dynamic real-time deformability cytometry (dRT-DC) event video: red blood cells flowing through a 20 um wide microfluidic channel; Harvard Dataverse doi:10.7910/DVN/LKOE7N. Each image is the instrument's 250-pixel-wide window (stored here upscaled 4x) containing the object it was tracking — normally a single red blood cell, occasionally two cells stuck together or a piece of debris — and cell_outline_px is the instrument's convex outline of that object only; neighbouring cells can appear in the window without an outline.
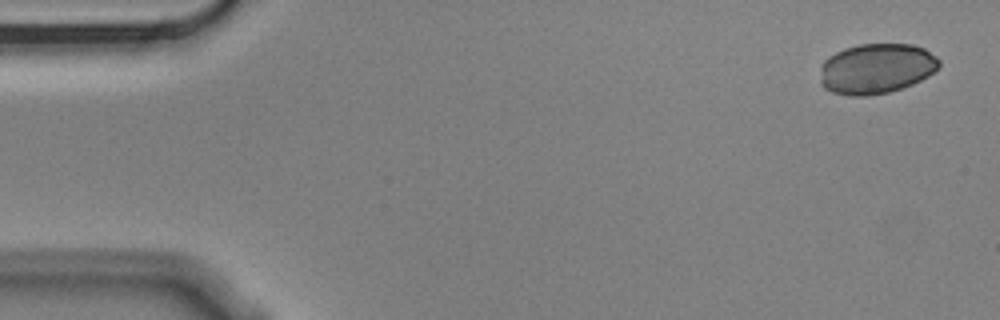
{"species": "Egyptian fruit bat (a non-hibernating species)", "species_latin": "Rousettus aegyptiacus", "temperature_condition": "cold", "stored_images_in_passage": 5, "camera_frame_rate_fps": 3000, "um_per_image_px": 0.085, "animal": {"sex": "male"}, "frame": {"image": 1, "passage_image": 1, "time_ms": 0.0, "image_size_px": [1000, 320], "cell_outline_px": [[940, 64], [928, 76], [912, 84], [888, 92], [868, 96], [848, 96], [832, 92], [824, 88], [820, 84], [820, 68], [824, 60], [828, 56], [844, 48], [860, 44], [912, 44], [924, 48], [936, 56], [940, 60]], "centroid_in_image_um": [74.45, 5.83], "position_along_channel_um": 10.6, "area_um2": 35.03}}